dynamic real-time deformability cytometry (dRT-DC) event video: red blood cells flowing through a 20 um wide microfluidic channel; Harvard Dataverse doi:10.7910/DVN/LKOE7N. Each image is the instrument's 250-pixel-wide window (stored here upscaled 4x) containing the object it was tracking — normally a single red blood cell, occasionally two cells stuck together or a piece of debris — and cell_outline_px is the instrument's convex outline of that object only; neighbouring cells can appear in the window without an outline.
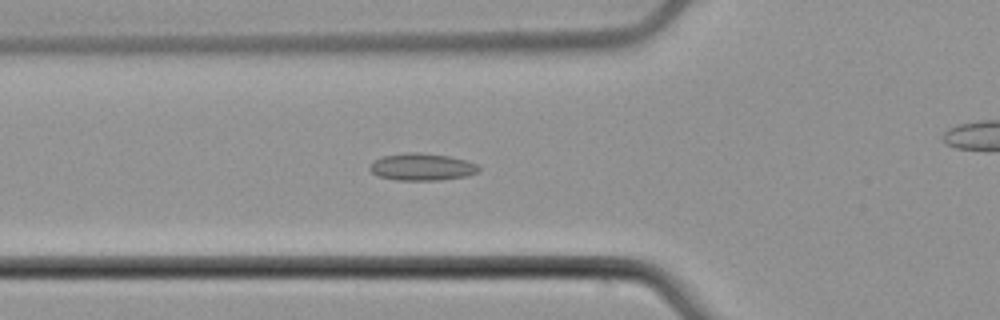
{"species": "common noctule bat (a hibernating species)", "species_latin": "Nyctalus noctula", "temperature_condition": "cold", "stored_images_in_passage": 54, "camera_frame_rate_fps": 3000, "um_per_image_px": 0.085, "animal": {"sex": "male", "body_mass_g": 21.5, "forearm_length_mm": 52.0}, "frame": {"image": 1, "passage_image": 19, "time_ms": 6.0, "image_size_px": [1000, 320], "cell_outline_px": [[480, 168], [476, 172], [468, 176], [440, 180], [396, 180], [376, 176], [368, 168], [376, 160], [384, 156], [404, 152], [420, 152], [448, 156], [464, 160], [476, 164]], "centroid_in_image_um": [35.84, 14.19], "position_along_channel_um": 90.0, "area_um2": 17.17}}
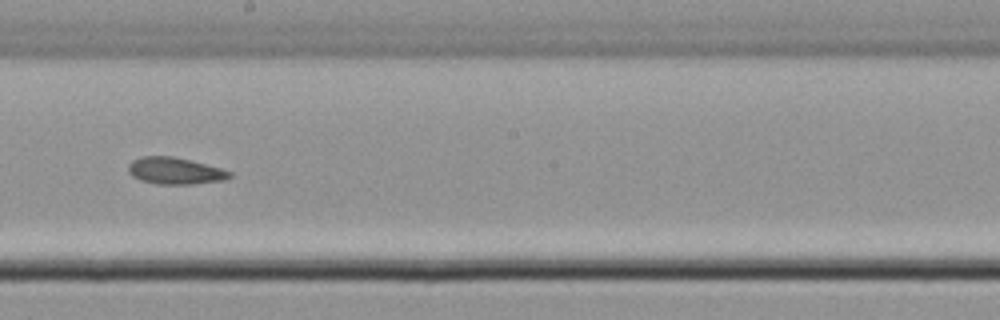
{"frame": {"image": 2, "passage_image": 30, "time_ms": 9.667, "image_size_px": [1000, 320], "cell_outline_px": [[232, 176], [224, 180], [192, 184], [156, 184], [140, 180], [132, 176], [128, 172], [128, 164], [132, 160], [140, 156], [172, 156], [220, 168], [232, 172]], "centroid_in_image_um": [14.83, 14.52], "position_along_channel_um": 233.4, "area_um2": 15.78}}
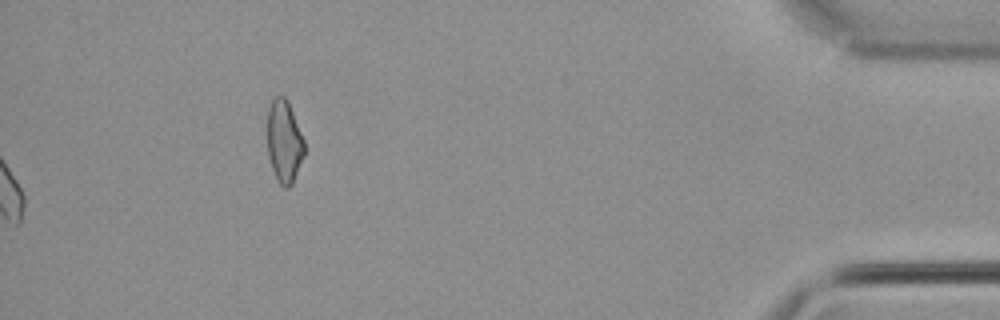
{"frame": {"image": 3, "passage_image": 54, "time_ms": 17.667, "image_size_px": [1000, 320], "cell_outline_px": [[304, 156], [292, 184], [288, 188], [284, 188], [276, 180], [268, 156], [268, 108], [272, 100], [276, 96], [284, 96], [288, 100], [304, 140]], "centroid_in_image_um": [24.16, 12.04], "position_along_channel_um": 411.0, "area_um2": 17.8}, "authors_computed_cell_mechanics": {"area_um2": 15.8661, "velocity_mm_per_s": 3.9089, "shape_relaxation_time_tau1_ms": null, "shape_relaxation_time_tau2_ms": 1.287, "deformation_change_tau1": null, "deformation_change_tau2": 0.0539}}